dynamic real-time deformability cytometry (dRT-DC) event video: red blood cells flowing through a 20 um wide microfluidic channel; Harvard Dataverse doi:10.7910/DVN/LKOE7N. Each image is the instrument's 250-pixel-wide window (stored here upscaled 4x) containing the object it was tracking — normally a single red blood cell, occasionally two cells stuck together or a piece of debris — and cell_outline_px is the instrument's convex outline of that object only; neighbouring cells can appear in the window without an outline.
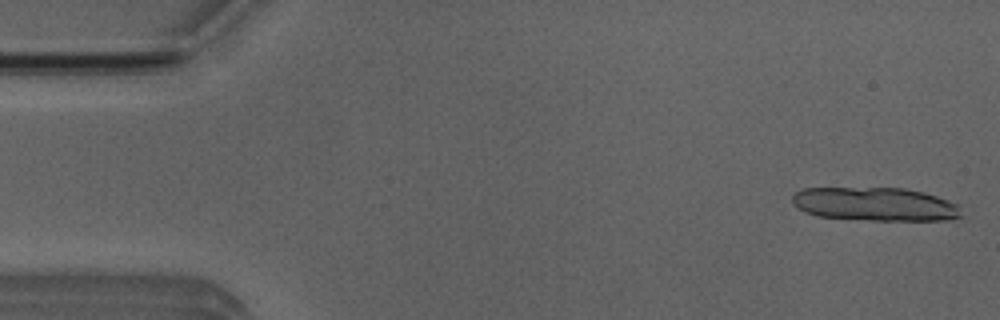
{"species": "Egyptian fruit bat (a non-hibernating species)", "species_latin": "Rousettus aegyptiacus", "temperature_condition": "room temperature", "stored_images_in_passage": 13, "camera_frame_rate_fps": 3000, "um_per_image_px": 0.085, "animal": {"sex": "male"}, "frame": {"image": 1, "passage_image": 1, "time_ms": 0.0, "image_size_px": [1000, 320], "cell_outline_px": [[964, 216], [948, 220], [872, 220], [816, 216], [804, 212], [792, 200], [792, 196], [800, 188], [904, 188], [924, 192], [960, 204]], "centroid_in_image_um": [74.45, 17.35], "position_along_channel_um": 10.6, "area_um2": 33.23}}